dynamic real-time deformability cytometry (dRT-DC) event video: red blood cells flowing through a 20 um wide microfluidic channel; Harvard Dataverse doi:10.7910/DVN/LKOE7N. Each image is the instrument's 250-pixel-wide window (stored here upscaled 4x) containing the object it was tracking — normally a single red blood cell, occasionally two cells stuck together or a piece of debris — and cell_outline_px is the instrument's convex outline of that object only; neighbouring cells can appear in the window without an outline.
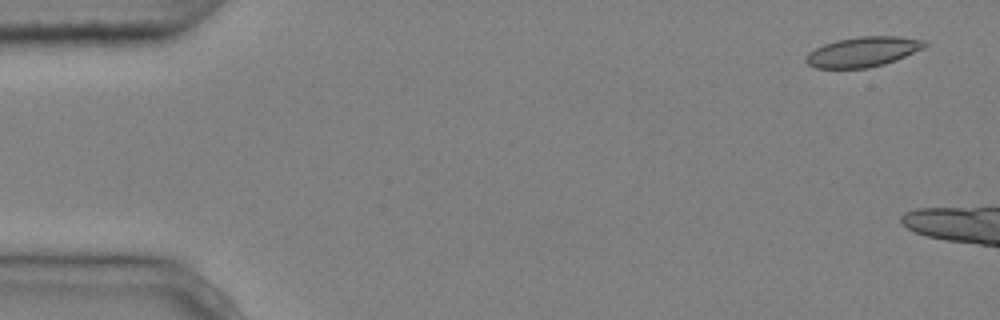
{"species": "common noctule bat (a hibernating species)", "species_latin": "Nyctalus noctula", "temperature_condition": "cold", "stored_images_in_passage": 2, "camera_frame_rate_fps": 3000, "um_per_image_px": 0.085, "animal": {"sex": "male", "body_mass_g": 20.4}, "frame": {"image": 1, "passage_image": 1, "time_ms": 0.0, "image_size_px": [1000, 320], "cell_outline_px": [[928, 44], [924, 48], [896, 60], [884, 64], [868, 68], [816, 68], [808, 64], [804, 60], [808, 52], [824, 44], [836, 40], [860, 36], [896, 36], [924, 40]], "centroid_in_image_um": [73.34, 4.4], "position_along_channel_um": 11.7, "area_um2": 20.75}}